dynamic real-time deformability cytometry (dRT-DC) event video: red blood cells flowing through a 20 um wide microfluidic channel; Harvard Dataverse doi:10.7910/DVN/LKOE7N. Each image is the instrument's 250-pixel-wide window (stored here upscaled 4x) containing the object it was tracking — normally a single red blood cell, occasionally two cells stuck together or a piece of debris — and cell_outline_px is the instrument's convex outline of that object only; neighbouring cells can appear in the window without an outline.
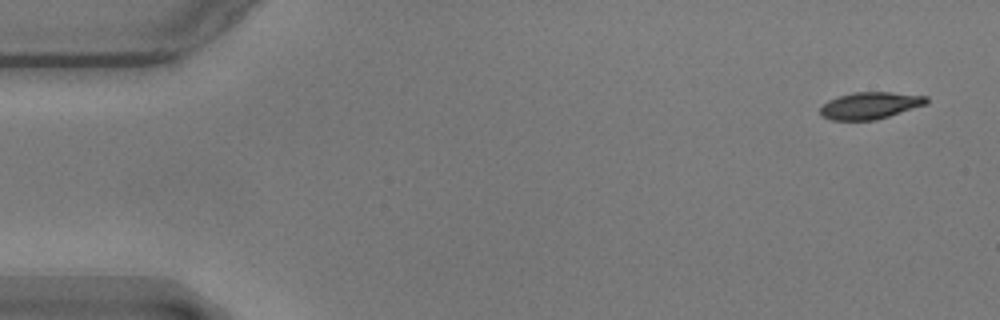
{"species": "common noctule bat (a hibernating species)", "species_latin": "Nyctalus noctula", "temperature_condition": "warm", "stored_images_in_passage": 55, "camera_frame_rate_fps": 3000, "um_per_image_px": 0.085, "animal": {"sex": "male", "body_mass_g": 17.9}, "frame": {"image": 1, "passage_image": 1, "time_ms": 0.0, "image_size_px": [1000, 320], "cell_outline_px": [[928, 104], [876, 120], [832, 120], [824, 116], [820, 112], [820, 108], [828, 100], [852, 92], [892, 92], [928, 96]], "centroid_in_image_um": [74.0, 8.96], "position_along_channel_um": 11.0, "area_um2": 16.65}}
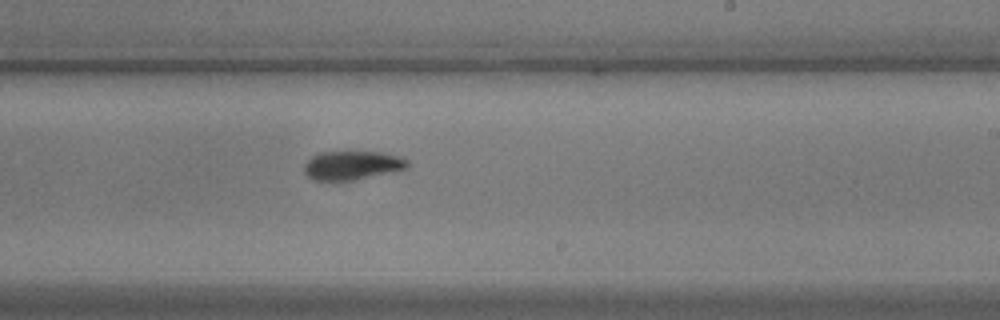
{"frame": {"image": 2, "passage_image": 32, "time_ms": 10.333, "image_size_px": [1000, 320], "cell_outline_px": [[408, 168], [356, 180], [316, 180], [308, 176], [304, 172], [304, 164], [312, 156], [320, 152], [352, 148], [384, 152], [400, 156], [408, 160]], "centroid_in_image_um": [29.95, 13.98], "position_along_channel_um": 259.0, "area_um2": 18.26}}
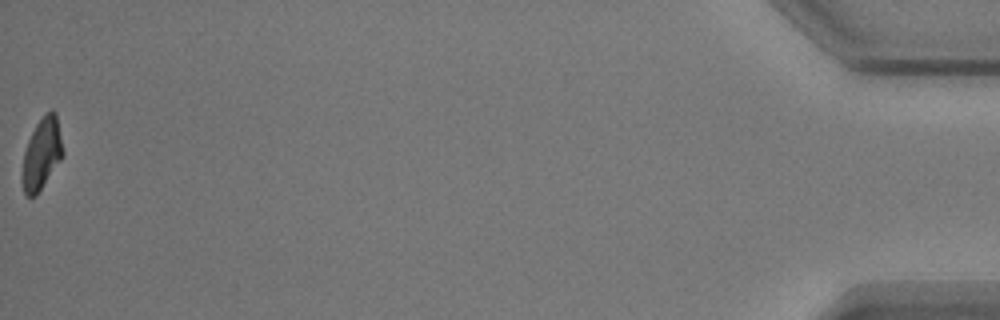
{"frame": {"image": 3, "passage_image": 55, "time_ms": 18.0, "image_size_px": [1000, 320], "cell_outline_px": [[64, 156], [36, 196], [28, 196], [24, 192], [20, 176], [20, 172], [24, 152], [28, 140], [36, 124], [48, 112], [56, 112], [64, 152]], "centroid_in_image_um": [3.53, 13.13], "position_along_channel_um": 431.7, "area_um2": 16.99}, "authors_computed_cell_mechanics": {"area_um2": 18.0914, "velocity_mm_per_s": 3.5547, "shape_relaxation_time_tau1_ms": 2.4936, "shape_relaxation_time_tau2_ms": null, "deformation_change_tau1": 0.1406, "deformation_change_tau2": null}}